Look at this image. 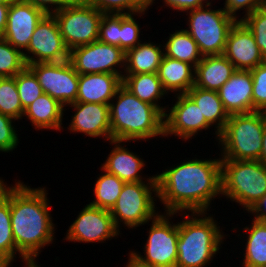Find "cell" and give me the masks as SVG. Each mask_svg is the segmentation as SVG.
<instances>
[{"label":"cell","mask_w":266,"mask_h":267,"mask_svg":"<svg viewBox=\"0 0 266 267\" xmlns=\"http://www.w3.org/2000/svg\"><path fill=\"white\" fill-rule=\"evenodd\" d=\"M104 172L105 174L97 177L98 180L94 185L96 199L89 204L110 211L115 205L125 182L116 175Z\"/></svg>","instance_id":"4dcf8cb0"},{"label":"cell","mask_w":266,"mask_h":267,"mask_svg":"<svg viewBox=\"0 0 266 267\" xmlns=\"http://www.w3.org/2000/svg\"><path fill=\"white\" fill-rule=\"evenodd\" d=\"M222 195L249 211L266 194V166L258 160H221Z\"/></svg>","instance_id":"8992f818"},{"label":"cell","mask_w":266,"mask_h":267,"mask_svg":"<svg viewBox=\"0 0 266 267\" xmlns=\"http://www.w3.org/2000/svg\"><path fill=\"white\" fill-rule=\"evenodd\" d=\"M205 214L193 212L192 217L186 214L179 223L176 267H204L219 251L225 236L213 217Z\"/></svg>","instance_id":"277c9868"},{"label":"cell","mask_w":266,"mask_h":267,"mask_svg":"<svg viewBox=\"0 0 266 267\" xmlns=\"http://www.w3.org/2000/svg\"><path fill=\"white\" fill-rule=\"evenodd\" d=\"M16 252L19 253V257H24L16 249L14 242L10 215V187L0 178V256L13 262Z\"/></svg>","instance_id":"83f0119b"},{"label":"cell","mask_w":266,"mask_h":267,"mask_svg":"<svg viewBox=\"0 0 266 267\" xmlns=\"http://www.w3.org/2000/svg\"><path fill=\"white\" fill-rule=\"evenodd\" d=\"M164 47V55L179 61L187 62L194 67L201 61L202 55L198 49L197 43L185 30H176L170 34Z\"/></svg>","instance_id":"f1b7e54d"},{"label":"cell","mask_w":266,"mask_h":267,"mask_svg":"<svg viewBox=\"0 0 266 267\" xmlns=\"http://www.w3.org/2000/svg\"><path fill=\"white\" fill-rule=\"evenodd\" d=\"M25 51L23 54L27 64L69 60L70 50L64 43L53 14H46L38 23Z\"/></svg>","instance_id":"4fadbf2b"},{"label":"cell","mask_w":266,"mask_h":267,"mask_svg":"<svg viewBox=\"0 0 266 267\" xmlns=\"http://www.w3.org/2000/svg\"><path fill=\"white\" fill-rule=\"evenodd\" d=\"M248 212L255 216V220L266 222V194Z\"/></svg>","instance_id":"ee69618b"},{"label":"cell","mask_w":266,"mask_h":267,"mask_svg":"<svg viewBox=\"0 0 266 267\" xmlns=\"http://www.w3.org/2000/svg\"><path fill=\"white\" fill-rule=\"evenodd\" d=\"M0 113L15 120L22 119L24 109L17 91L15 77H0Z\"/></svg>","instance_id":"1f68e13d"},{"label":"cell","mask_w":266,"mask_h":267,"mask_svg":"<svg viewBox=\"0 0 266 267\" xmlns=\"http://www.w3.org/2000/svg\"><path fill=\"white\" fill-rule=\"evenodd\" d=\"M46 188H30L18 181L10 187L11 226L16 249L24 257H36L54 240V223Z\"/></svg>","instance_id":"7a4b0ae2"},{"label":"cell","mask_w":266,"mask_h":267,"mask_svg":"<svg viewBox=\"0 0 266 267\" xmlns=\"http://www.w3.org/2000/svg\"><path fill=\"white\" fill-rule=\"evenodd\" d=\"M123 85L138 99L158 108L163 114L168 112L158 103L167 92L157 73L123 75Z\"/></svg>","instance_id":"4316f807"},{"label":"cell","mask_w":266,"mask_h":267,"mask_svg":"<svg viewBox=\"0 0 266 267\" xmlns=\"http://www.w3.org/2000/svg\"><path fill=\"white\" fill-rule=\"evenodd\" d=\"M225 7V8H224ZM223 9L226 13L233 17L235 20L239 21V18L236 15L238 10H246L245 16H248L250 13H253L256 9L262 8V0H225V5ZM238 18V19H236Z\"/></svg>","instance_id":"60d3db41"},{"label":"cell","mask_w":266,"mask_h":267,"mask_svg":"<svg viewBox=\"0 0 266 267\" xmlns=\"http://www.w3.org/2000/svg\"><path fill=\"white\" fill-rule=\"evenodd\" d=\"M127 263L128 264L126 265V267H141V266L134 264L130 259H128Z\"/></svg>","instance_id":"681fc988"},{"label":"cell","mask_w":266,"mask_h":267,"mask_svg":"<svg viewBox=\"0 0 266 267\" xmlns=\"http://www.w3.org/2000/svg\"><path fill=\"white\" fill-rule=\"evenodd\" d=\"M235 71V66L223 54L203 56L195 67L194 86L218 91Z\"/></svg>","instance_id":"44dd1931"},{"label":"cell","mask_w":266,"mask_h":267,"mask_svg":"<svg viewBox=\"0 0 266 267\" xmlns=\"http://www.w3.org/2000/svg\"><path fill=\"white\" fill-rule=\"evenodd\" d=\"M157 74L167 93L186 94L195 84V67L193 65L165 55Z\"/></svg>","instance_id":"603a6c76"},{"label":"cell","mask_w":266,"mask_h":267,"mask_svg":"<svg viewBox=\"0 0 266 267\" xmlns=\"http://www.w3.org/2000/svg\"><path fill=\"white\" fill-rule=\"evenodd\" d=\"M121 14H104L102 16L98 41L120 48Z\"/></svg>","instance_id":"74e56055"},{"label":"cell","mask_w":266,"mask_h":267,"mask_svg":"<svg viewBox=\"0 0 266 267\" xmlns=\"http://www.w3.org/2000/svg\"><path fill=\"white\" fill-rule=\"evenodd\" d=\"M262 150L260 153L259 160L263 165L266 166V112H265V126L263 128V142Z\"/></svg>","instance_id":"bcb514c9"},{"label":"cell","mask_w":266,"mask_h":267,"mask_svg":"<svg viewBox=\"0 0 266 267\" xmlns=\"http://www.w3.org/2000/svg\"><path fill=\"white\" fill-rule=\"evenodd\" d=\"M223 55L236 70L250 71L265 61L252 32L242 21H236L231 27Z\"/></svg>","instance_id":"e0dca14e"},{"label":"cell","mask_w":266,"mask_h":267,"mask_svg":"<svg viewBox=\"0 0 266 267\" xmlns=\"http://www.w3.org/2000/svg\"><path fill=\"white\" fill-rule=\"evenodd\" d=\"M133 15L121 14L120 48L124 52L141 43L139 40L140 26L136 23Z\"/></svg>","instance_id":"f35d334b"},{"label":"cell","mask_w":266,"mask_h":267,"mask_svg":"<svg viewBox=\"0 0 266 267\" xmlns=\"http://www.w3.org/2000/svg\"><path fill=\"white\" fill-rule=\"evenodd\" d=\"M9 5L0 4V38L3 37L6 30Z\"/></svg>","instance_id":"f6af8a7d"},{"label":"cell","mask_w":266,"mask_h":267,"mask_svg":"<svg viewBox=\"0 0 266 267\" xmlns=\"http://www.w3.org/2000/svg\"><path fill=\"white\" fill-rule=\"evenodd\" d=\"M147 181L127 182L123 185L115 205L110 210L118 230L120 222L133 229L151 221L159 213L155 212L156 200L153 198L157 197L156 176L147 178ZM153 192L155 196L152 195Z\"/></svg>","instance_id":"52a82bcc"},{"label":"cell","mask_w":266,"mask_h":267,"mask_svg":"<svg viewBox=\"0 0 266 267\" xmlns=\"http://www.w3.org/2000/svg\"><path fill=\"white\" fill-rule=\"evenodd\" d=\"M69 61L79 74L109 73L120 75L125 68V52L118 46L94 41L87 45L75 47L69 52Z\"/></svg>","instance_id":"8fae6325"},{"label":"cell","mask_w":266,"mask_h":267,"mask_svg":"<svg viewBox=\"0 0 266 267\" xmlns=\"http://www.w3.org/2000/svg\"><path fill=\"white\" fill-rule=\"evenodd\" d=\"M264 126L265 112L229 115L218 138L221 160H259Z\"/></svg>","instance_id":"5b68a950"},{"label":"cell","mask_w":266,"mask_h":267,"mask_svg":"<svg viewBox=\"0 0 266 267\" xmlns=\"http://www.w3.org/2000/svg\"><path fill=\"white\" fill-rule=\"evenodd\" d=\"M247 230V243L242 267H266V222L252 219Z\"/></svg>","instance_id":"f546056e"},{"label":"cell","mask_w":266,"mask_h":267,"mask_svg":"<svg viewBox=\"0 0 266 267\" xmlns=\"http://www.w3.org/2000/svg\"><path fill=\"white\" fill-rule=\"evenodd\" d=\"M12 0H0V4H10Z\"/></svg>","instance_id":"f907efd6"},{"label":"cell","mask_w":266,"mask_h":267,"mask_svg":"<svg viewBox=\"0 0 266 267\" xmlns=\"http://www.w3.org/2000/svg\"><path fill=\"white\" fill-rule=\"evenodd\" d=\"M103 14H144L149 6L143 0H86ZM125 10H128L125 12Z\"/></svg>","instance_id":"e575fe53"},{"label":"cell","mask_w":266,"mask_h":267,"mask_svg":"<svg viewBox=\"0 0 266 267\" xmlns=\"http://www.w3.org/2000/svg\"><path fill=\"white\" fill-rule=\"evenodd\" d=\"M242 18L239 21H242L252 32L262 57L266 60V7L256 9Z\"/></svg>","instance_id":"d590c367"},{"label":"cell","mask_w":266,"mask_h":267,"mask_svg":"<svg viewBox=\"0 0 266 267\" xmlns=\"http://www.w3.org/2000/svg\"><path fill=\"white\" fill-rule=\"evenodd\" d=\"M70 105L75 109L69 130L80 132L90 137H100L111 141L109 105L97 103L74 102Z\"/></svg>","instance_id":"ac0fdd59"},{"label":"cell","mask_w":266,"mask_h":267,"mask_svg":"<svg viewBox=\"0 0 266 267\" xmlns=\"http://www.w3.org/2000/svg\"><path fill=\"white\" fill-rule=\"evenodd\" d=\"M218 93L228 115L251 113L253 93L251 72L236 70Z\"/></svg>","instance_id":"d6986e66"},{"label":"cell","mask_w":266,"mask_h":267,"mask_svg":"<svg viewBox=\"0 0 266 267\" xmlns=\"http://www.w3.org/2000/svg\"><path fill=\"white\" fill-rule=\"evenodd\" d=\"M64 106L44 93L24 109L23 116L31 121L35 129L61 130Z\"/></svg>","instance_id":"cb8c5ba5"},{"label":"cell","mask_w":266,"mask_h":267,"mask_svg":"<svg viewBox=\"0 0 266 267\" xmlns=\"http://www.w3.org/2000/svg\"><path fill=\"white\" fill-rule=\"evenodd\" d=\"M27 66L23 52L0 38V77H14Z\"/></svg>","instance_id":"d6a6232c"},{"label":"cell","mask_w":266,"mask_h":267,"mask_svg":"<svg viewBox=\"0 0 266 267\" xmlns=\"http://www.w3.org/2000/svg\"><path fill=\"white\" fill-rule=\"evenodd\" d=\"M9 265L11 266V262L8 259L0 256V267H9Z\"/></svg>","instance_id":"c3c4849f"},{"label":"cell","mask_w":266,"mask_h":267,"mask_svg":"<svg viewBox=\"0 0 266 267\" xmlns=\"http://www.w3.org/2000/svg\"><path fill=\"white\" fill-rule=\"evenodd\" d=\"M13 120L15 119L0 113V151L2 152L12 151L19 143L16 128L12 124Z\"/></svg>","instance_id":"ab89813d"},{"label":"cell","mask_w":266,"mask_h":267,"mask_svg":"<svg viewBox=\"0 0 266 267\" xmlns=\"http://www.w3.org/2000/svg\"><path fill=\"white\" fill-rule=\"evenodd\" d=\"M46 13L22 0L9 5L7 26L3 38L22 52L26 50L38 23Z\"/></svg>","instance_id":"2e32d148"},{"label":"cell","mask_w":266,"mask_h":267,"mask_svg":"<svg viewBox=\"0 0 266 267\" xmlns=\"http://www.w3.org/2000/svg\"><path fill=\"white\" fill-rule=\"evenodd\" d=\"M25 2H28L29 4H32L33 6L43 10L46 14H53L56 11H59L63 9L64 7H67L73 3H75L77 0H22ZM54 8H50L53 7Z\"/></svg>","instance_id":"b9f144b4"},{"label":"cell","mask_w":266,"mask_h":267,"mask_svg":"<svg viewBox=\"0 0 266 267\" xmlns=\"http://www.w3.org/2000/svg\"><path fill=\"white\" fill-rule=\"evenodd\" d=\"M157 44L139 43L136 47L125 52V69L126 74H148L157 73L159 65L164 56V50Z\"/></svg>","instance_id":"d4e9b609"},{"label":"cell","mask_w":266,"mask_h":267,"mask_svg":"<svg viewBox=\"0 0 266 267\" xmlns=\"http://www.w3.org/2000/svg\"><path fill=\"white\" fill-rule=\"evenodd\" d=\"M114 148L111 150L107 160L102 164L101 171H106L110 174L116 175L119 179L127 182H142L143 177L139 173L145 167V161L139 156L130 152L128 148L120 145L122 142L111 140Z\"/></svg>","instance_id":"7402d4cb"},{"label":"cell","mask_w":266,"mask_h":267,"mask_svg":"<svg viewBox=\"0 0 266 267\" xmlns=\"http://www.w3.org/2000/svg\"><path fill=\"white\" fill-rule=\"evenodd\" d=\"M193 102L200 108L205 120L212 126L215 124L217 138L219 133L224 129L229 115L225 111L218 91L206 90L193 86L186 93Z\"/></svg>","instance_id":"484cf974"},{"label":"cell","mask_w":266,"mask_h":267,"mask_svg":"<svg viewBox=\"0 0 266 267\" xmlns=\"http://www.w3.org/2000/svg\"><path fill=\"white\" fill-rule=\"evenodd\" d=\"M53 15L69 50L98 40L99 26L104 14L86 0H77Z\"/></svg>","instance_id":"30bf717a"},{"label":"cell","mask_w":266,"mask_h":267,"mask_svg":"<svg viewBox=\"0 0 266 267\" xmlns=\"http://www.w3.org/2000/svg\"><path fill=\"white\" fill-rule=\"evenodd\" d=\"M155 176L157 197L167 213H206L211 201L222 194L221 158L192 159Z\"/></svg>","instance_id":"6da1fadb"},{"label":"cell","mask_w":266,"mask_h":267,"mask_svg":"<svg viewBox=\"0 0 266 267\" xmlns=\"http://www.w3.org/2000/svg\"><path fill=\"white\" fill-rule=\"evenodd\" d=\"M27 65L38 78L44 93L58 100L64 107L76 102L79 74L69 60Z\"/></svg>","instance_id":"7c38bea8"},{"label":"cell","mask_w":266,"mask_h":267,"mask_svg":"<svg viewBox=\"0 0 266 267\" xmlns=\"http://www.w3.org/2000/svg\"><path fill=\"white\" fill-rule=\"evenodd\" d=\"M36 257H23L22 260L25 262L26 267H40L36 264Z\"/></svg>","instance_id":"7dc6e473"},{"label":"cell","mask_w":266,"mask_h":267,"mask_svg":"<svg viewBox=\"0 0 266 267\" xmlns=\"http://www.w3.org/2000/svg\"><path fill=\"white\" fill-rule=\"evenodd\" d=\"M173 215L175 213L166 212L165 215L158 213L152 219V226L143 250L144 256L135 251L129 253V259L134 264L141 267H176L179 222L177 224L169 222Z\"/></svg>","instance_id":"9c48e42d"},{"label":"cell","mask_w":266,"mask_h":267,"mask_svg":"<svg viewBox=\"0 0 266 267\" xmlns=\"http://www.w3.org/2000/svg\"><path fill=\"white\" fill-rule=\"evenodd\" d=\"M109 103L111 140L130 142L164 136V114L155 106L141 101L123 84Z\"/></svg>","instance_id":"3957f363"},{"label":"cell","mask_w":266,"mask_h":267,"mask_svg":"<svg viewBox=\"0 0 266 267\" xmlns=\"http://www.w3.org/2000/svg\"><path fill=\"white\" fill-rule=\"evenodd\" d=\"M263 6L266 7V0H262Z\"/></svg>","instance_id":"f5cc1de1"},{"label":"cell","mask_w":266,"mask_h":267,"mask_svg":"<svg viewBox=\"0 0 266 267\" xmlns=\"http://www.w3.org/2000/svg\"><path fill=\"white\" fill-rule=\"evenodd\" d=\"M211 3L189 12V29H185L197 43L202 56L222 55L228 33L237 20L222 8L211 10ZM206 8V9H205Z\"/></svg>","instance_id":"ba28073f"},{"label":"cell","mask_w":266,"mask_h":267,"mask_svg":"<svg viewBox=\"0 0 266 267\" xmlns=\"http://www.w3.org/2000/svg\"><path fill=\"white\" fill-rule=\"evenodd\" d=\"M14 77L23 109L44 94L38 78L28 66Z\"/></svg>","instance_id":"836d02e7"},{"label":"cell","mask_w":266,"mask_h":267,"mask_svg":"<svg viewBox=\"0 0 266 267\" xmlns=\"http://www.w3.org/2000/svg\"><path fill=\"white\" fill-rule=\"evenodd\" d=\"M153 1L155 0H150L149 6L153 5ZM164 2L169 8L171 7L173 10L175 9L182 12L202 8L211 3L210 1L208 2V0H164ZM204 3H206V5H204Z\"/></svg>","instance_id":"7bdbcfd3"},{"label":"cell","mask_w":266,"mask_h":267,"mask_svg":"<svg viewBox=\"0 0 266 267\" xmlns=\"http://www.w3.org/2000/svg\"><path fill=\"white\" fill-rule=\"evenodd\" d=\"M69 242H103L119 235L109 210L87 204L67 230Z\"/></svg>","instance_id":"5bb4252c"},{"label":"cell","mask_w":266,"mask_h":267,"mask_svg":"<svg viewBox=\"0 0 266 267\" xmlns=\"http://www.w3.org/2000/svg\"><path fill=\"white\" fill-rule=\"evenodd\" d=\"M250 72L253 80L252 112H266V60Z\"/></svg>","instance_id":"8d00e7d4"},{"label":"cell","mask_w":266,"mask_h":267,"mask_svg":"<svg viewBox=\"0 0 266 267\" xmlns=\"http://www.w3.org/2000/svg\"><path fill=\"white\" fill-rule=\"evenodd\" d=\"M143 1L149 6L150 0H143Z\"/></svg>","instance_id":"816d5d0a"},{"label":"cell","mask_w":266,"mask_h":267,"mask_svg":"<svg viewBox=\"0 0 266 267\" xmlns=\"http://www.w3.org/2000/svg\"><path fill=\"white\" fill-rule=\"evenodd\" d=\"M122 84V77L116 74H81L76 102L109 105Z\"/></svg>","instance_id":"ffe728a7"},{"label":"cell","mask_w":266,"mask_h":267,"mask_svg":"<svg viewBox=\"0 0 266 267\" xmlns=\"http://www.w3.org/2000/svg\"><path fill=\"white\" fill-rule=\"evenodd\" d=\"M177 101L169 113H164V137L175 135L188 140L211 125L205 120L200 108L187 94H176Z\"/></svg>","instance_id":"9a60e30c"}]
</instances>
